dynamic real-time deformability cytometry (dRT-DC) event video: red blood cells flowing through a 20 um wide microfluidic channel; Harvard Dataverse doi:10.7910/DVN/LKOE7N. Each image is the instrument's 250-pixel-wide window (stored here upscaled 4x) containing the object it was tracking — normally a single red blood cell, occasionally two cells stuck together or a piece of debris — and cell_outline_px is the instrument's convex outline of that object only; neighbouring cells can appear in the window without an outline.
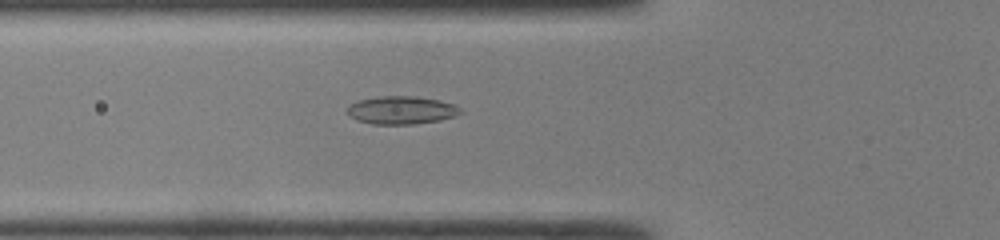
{"species": "common noctule bat (a hibernating species)", "species_latin": "Nyctalus noctula", "temperature_condition": "room temperature", "stored_images_in_passage": 34, "camera_frame_rate_fps": 3000, "um_per_image_px": 0.085, "animal": {"sex": "male", "body_mass_g": 19.0, "forearm_length_mm": 50.8}, "frame": {"image": 1, "passage_image": 4, "time_ms": 1.0, "image_size_px": [1000, 240], "cell_outline_px": [[464, 112], [456, 116], [440, 120], [412, 124], [372, 124], [356, 120], [348, 116], [348, 108], [352, 104], [360, 100], [380, 96], [412, 96], [440, 100], [452, 104], [460, 108]], "centroid_in_image_um": [34.14, 9.37], "position_along_channel_um": 91.7, "area_um2": 18.38}}
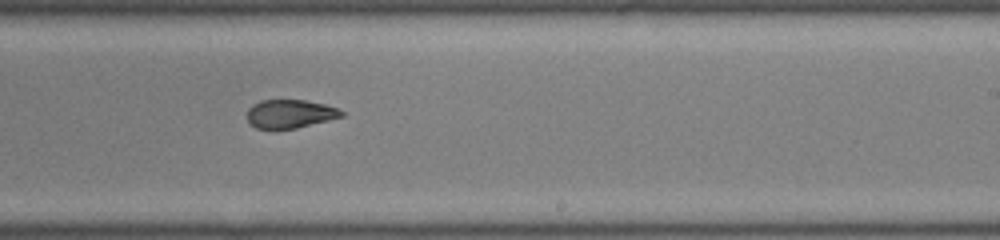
{"frame": {"image": 2, "passage_image": 16, "time_ms": 5.0, "image_size_px": [1000, 240], "cell_outline_px": [[344, 116], [296, 128], [276, 132], [256, 128], [248, 124], [248, 108], [252, 104], [260, 100], [304, 100], [324, 104], [336, 108], [344, 112]], "centroid_in_image_um": [24.58, 9.71], "position_along_channel_um": 264.4, "area_um2": 16.13}}
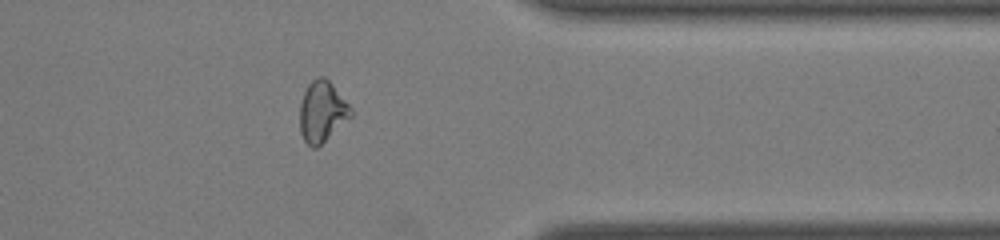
{"frame": {"image": 3, "passage_image": 25, "time_ms": 8.0, "image_size_px": [1000, 240], "cell_outline_px": [[352, 116], [316, 148], [312, 148], [304, 140], [300, 132], [300, 104], [304, 92], [308, 84], [316, 76], [324, 76], [332, 84], [352, 108]], "centroid_in_image_um": [27.37, 9.47], "position_along_channel_um": 384.0, "area_um2": 17.98}, "authors_computed_cell_mechanics": {"area_um2": 17.6001, "velocity_mm_per_s": 4.3201, "shape_relaxation_time_tau1_ms": null, "shape_relaxation_time_tau2_ms": 2.6371, "deformation_change_tau1": null, "deformation_change_tau2": 0.0953}}